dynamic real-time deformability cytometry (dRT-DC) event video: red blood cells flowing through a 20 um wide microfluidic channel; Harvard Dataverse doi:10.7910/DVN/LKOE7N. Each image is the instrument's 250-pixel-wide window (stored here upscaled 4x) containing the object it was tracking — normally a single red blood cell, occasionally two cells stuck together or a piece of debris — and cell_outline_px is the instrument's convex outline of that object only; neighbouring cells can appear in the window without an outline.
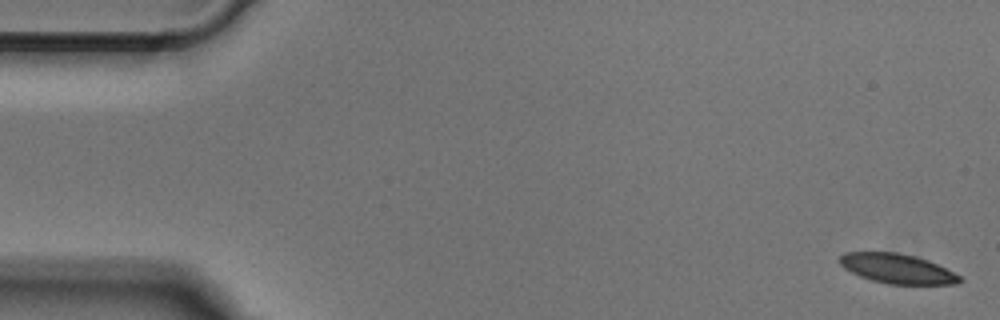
{"species": "Egyptian fruit bat (a non-hibernating species)", "species_latin": "Rousettus aegyptiacus", "temperature_condition": "cold", "stored_images_in_passage": 50, "camera_frame_rate_fps": 3000, "um_per_image_px": 0.085, "animal": {"sex": "male"}, "frame": {"image": 1, "passage_image": 1, "time_ms": 0.0, "image_size_px": [1000, 320], "cell_outline_px": [[964, 280], [956, 284], [888, 284], [872, 280], [860, 276], [844, 268], [840, 264], [840, 256], [844, 252], [900, 252], [916, 256], [928, 260], [960, 276]], "centroid_in_image_um": [76.26, 22.83], "position_along_channel_um": 8.7, "area_um2": 20.63}}
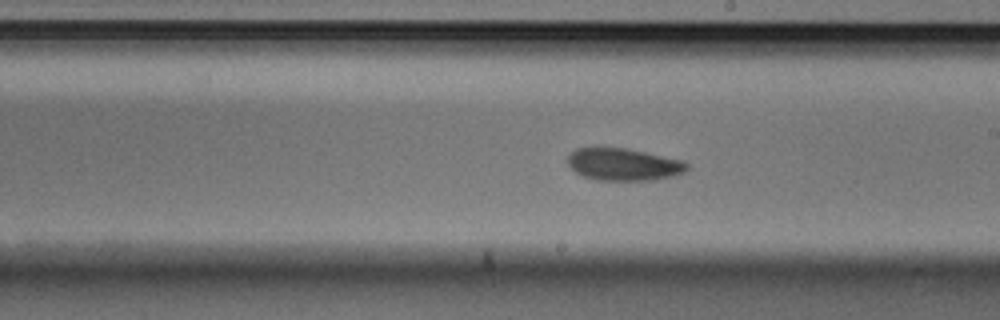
{"frame": {"image": 2, "passage_image": 28, "time_ms": 9.0, "image_size_px": [1000, 320], "cell_outline_px": [[688, 168], [684, 172], [676, 176], [656, 180], [596, 180], [584, 176], [576, 172], [568, 164], [568, 156], [576, 148], [628, 148], [680, 160], [688, 164]], "centroid_in_image_um": [53.02, 13.98], "position_along_channel_um": 236.0, "area_um2": 22.31}}
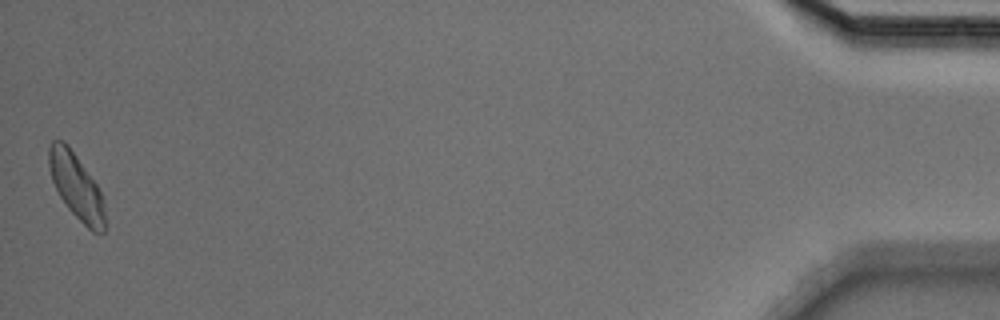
{"frame": {"image": 3, "passage_image": 50, "time_ms": 16.333, "image_size_px": [1000, 320], "cell_outline_px": [[104, 232], [92, 232], [68, 208], [60, 196], [52, 180], [48, 164], [48, 148], [52, 140], [64, 140], [68, 144], [96, 184], [100, 192], [104, 204]], "centroid_in_image_um": [6.46, 15.8], "position_along_channel_um": 428.7, "area_um2": 21.04}}